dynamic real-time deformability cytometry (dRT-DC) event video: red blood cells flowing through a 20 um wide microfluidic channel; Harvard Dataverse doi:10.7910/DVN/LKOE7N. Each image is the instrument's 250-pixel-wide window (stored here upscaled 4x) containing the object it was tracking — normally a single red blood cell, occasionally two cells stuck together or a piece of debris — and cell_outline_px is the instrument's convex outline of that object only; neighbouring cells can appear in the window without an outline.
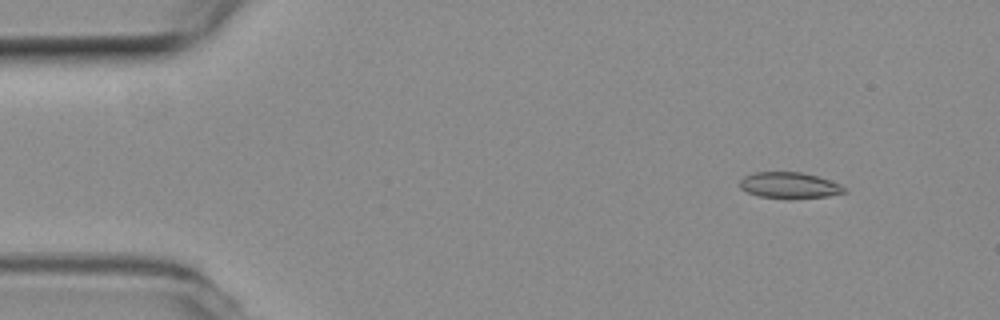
{"species": "common noctule bat (a hibernating species)", "species_latin": "Nyctalus noctula", "temperature_condition": "room temperature", "stored_images_in_passage": 54, "camera_frame_rate_fps": 3000, "um_per_image_px": 0.085, "animal": {"sex": "female", "body_mass_g": 19.3, "forearm_length_mm": 54.1}, "frame": {"image": 1, "passage_image": 6, "time_ms": 1.667, "image_size_px": [1000, 320], "cell_outline_px": [[848, 192], [824, 196], [784, 200], [760, 196], [748, 192], [740, 188], [740, 180], [744, 176], [756, 172], [800, 172], [816, 176], [828, 180], [848, 188]], "centroid_in_image_um": [67.09, 15.77], "position_along_channel_um": 17.9, "area_um2": 15.95}}
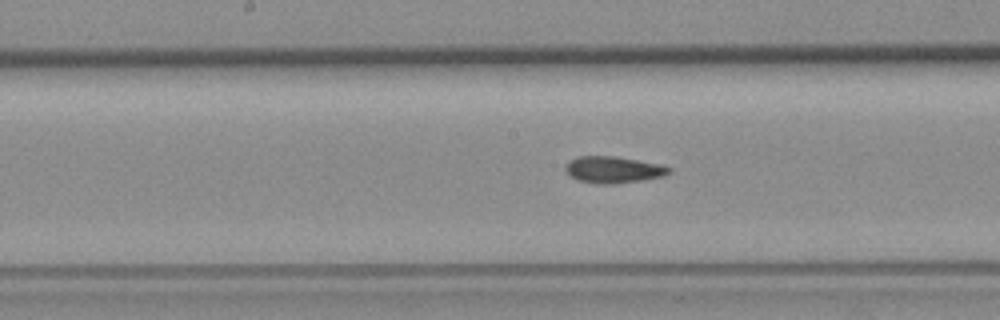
{"frame": {"image": 2, "passage_image": 27, "time_ms": 8.667, "image_size_px": [1000, 320], "cell_outline_px": [[672, 172], [664, 176], [616, 184], [596, 184], [580, 180], [568, 176], [564, 168], [564, 164], [576, 156], [612, 156], [660, 164], [672, 168]], "centroid_in_image_um": [52.1, 14.42], "position_along_channel_um": 196.1, "area_um2": 16.18}}
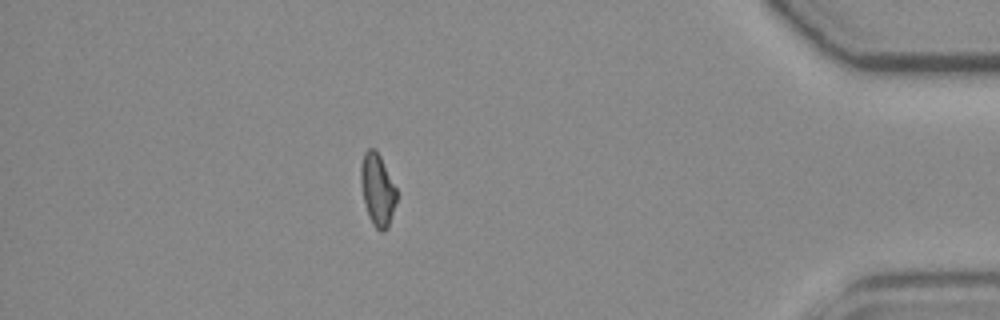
{"frame": {"image": 3, "passage_image": 47, "time_ms": 15.333, "image_size_px": [1000, 320], "cell_outline_px": [[396, 200], [388, 228], [384, 232], [380, 232], [372, 224], [368, 216], [360, 184], [360, 168], [364, 152], [368, 148], [372, 148], [380, 156], [396, 188]], "centroid_in_image_um": [32.06, 16.15], "position_along_channel_um": 403.1, "area_um2": 14.91}, "authors_computed_cell_mechanics": {"area_um2": 15.895, "velocity_mm_per_s": 3.8411, "shape_relaxation_time_tau1_ms": null, "shape_relaxation_time_tau2_ms": 4.5584, "deformation_change_tau1": null, "deformation_change_tau2": 0.1014}}